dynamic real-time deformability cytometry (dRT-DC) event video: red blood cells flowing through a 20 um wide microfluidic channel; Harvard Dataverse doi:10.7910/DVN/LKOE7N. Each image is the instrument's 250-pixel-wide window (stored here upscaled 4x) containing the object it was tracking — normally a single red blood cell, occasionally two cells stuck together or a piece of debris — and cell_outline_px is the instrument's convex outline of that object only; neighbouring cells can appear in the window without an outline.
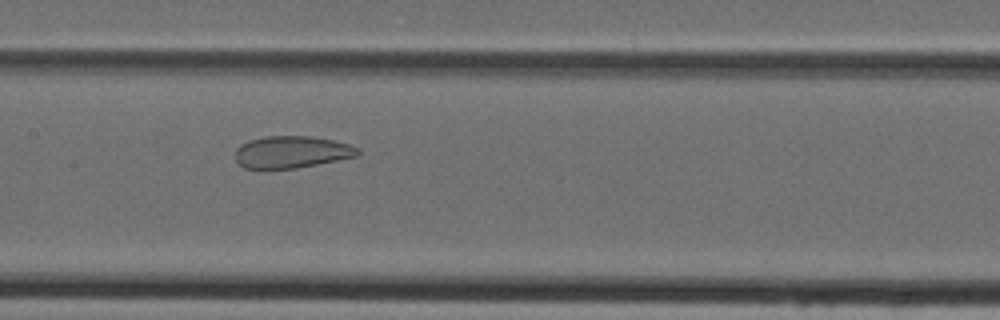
{"species": "Egyptian fruit bat (a non-hibernating species)", "species_latin": "Rousettus aegyptiacus", "temperature_condition": "cold", "stored_images_in_passage": 33, "camera_frame_rate_fps": 3000, "um_per_image_px": 0.085, "animal": {"sex": "female"}, "frame": {"image": 1, "passage_image": 15, "time_ms": 4.667, "image_size_px": [1000, 320], "cell_outline_px": [[360, 152], [356, 156], [296, 168], [264, 172], [244, 168], [236, 160], [236, 148], [240, 144], [248, 140], [264, 136], [308, 136], [332, 140], [348, 144], [360, 148]], "centroid_in_image_um": [24.7, 12.95], "position_along_channel_um": 182.7, "area_um2": 23.41}}
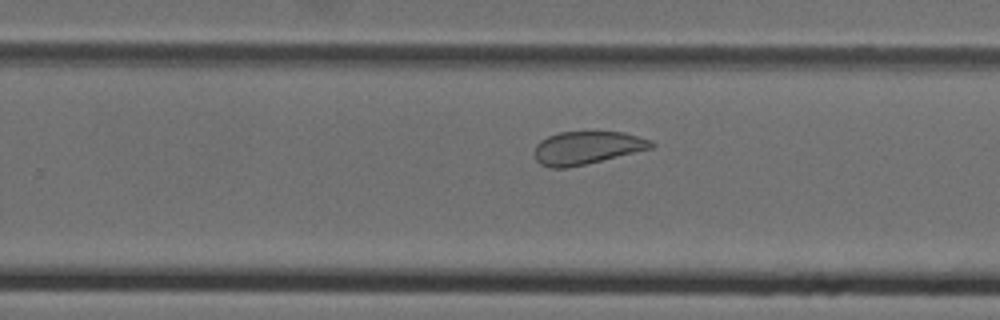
{"frame": {"image": 2, "passage_image": 22, "time_ms": 7.0, "image_size_px": [1000, 320], "cell_outline_px": [[656, 144], [652, 148], [584, 164], [564, 168], [548, 168], [540, 164], [536, 160], [536, 144], [540, 140], [548, 136], [560, 132], [624, 132], [652, 140]], "centroid_in_image_um": [49.89, 12.55], "position_along_channel_um": 279.9, "area_um2": 22.2}}
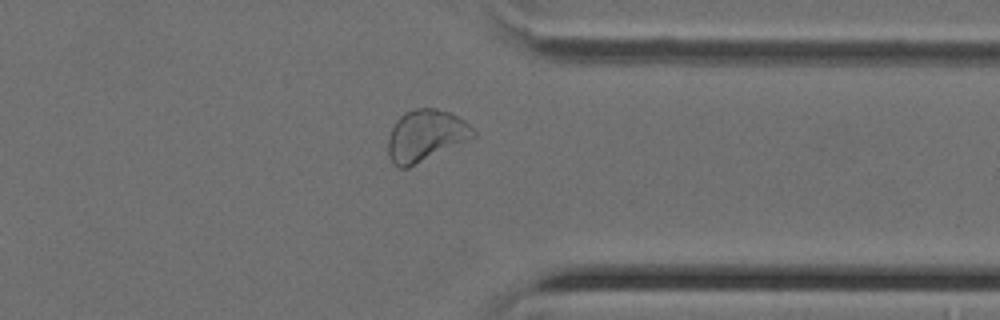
{"frame": {"image": 3, "passage_image": 29, "time_ms": 9.333, "image_size_px": [1000, 320], "cell_outline_px": [[476, 136], [408, 168], [400, 168], [392, 164], [388, 156], [388, 136], [396, 120], [404, 112], [416, 108], [436, 108], [448, 112], [464, 120], [476, 132]], "centroid_in_image_um": [36.14, 11.53], "position_along_channel_um": 375.3, "area_um2": 25.49}}